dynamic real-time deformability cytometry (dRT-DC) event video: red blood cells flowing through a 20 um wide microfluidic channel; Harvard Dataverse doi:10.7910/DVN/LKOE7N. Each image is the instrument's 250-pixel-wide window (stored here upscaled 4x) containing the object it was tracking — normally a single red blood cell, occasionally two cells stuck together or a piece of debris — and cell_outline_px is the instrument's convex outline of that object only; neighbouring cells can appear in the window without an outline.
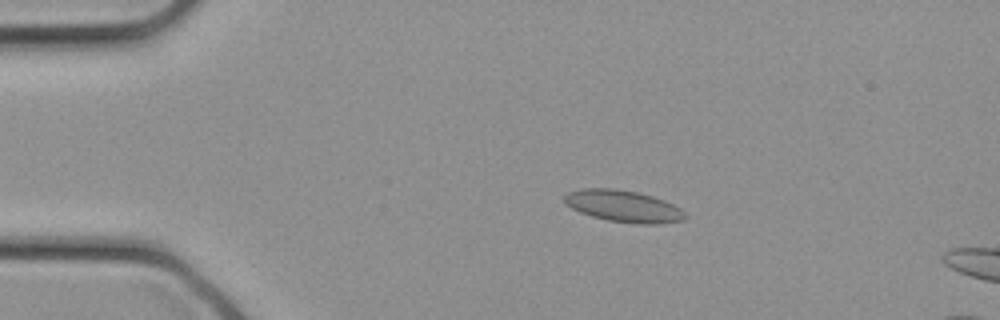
{"species": "common noctule bat (a hibernating species)", "species_latin": "Nyctalus noctula", "temperature_condition": "cold", "stored_images_in_passage": 9, "camera_frame_rate_fps": 3000, "um_per_image_px": 0.085, "animal": {"sex": "female", "body_mass_g": 21.9}, "frame": {"image": 1, "passage_image": 6, "time_ms": 1.667, "image_size_px": [1000, 320], "cell_outline_px": [[688, 216], [684, 220], [656, 224], [636, 224], [608, 220], [592, 216], [580, 212], [564, 204], [564, 196], [568, 192], [580, 188], [616, 188], [636, 192], [652, 196], [664, 200], [680, 208]], "centroid_in_image_um": [52.98, 17.52], "position_along_channel_um": 32.0, "area_um2": 22.43}}